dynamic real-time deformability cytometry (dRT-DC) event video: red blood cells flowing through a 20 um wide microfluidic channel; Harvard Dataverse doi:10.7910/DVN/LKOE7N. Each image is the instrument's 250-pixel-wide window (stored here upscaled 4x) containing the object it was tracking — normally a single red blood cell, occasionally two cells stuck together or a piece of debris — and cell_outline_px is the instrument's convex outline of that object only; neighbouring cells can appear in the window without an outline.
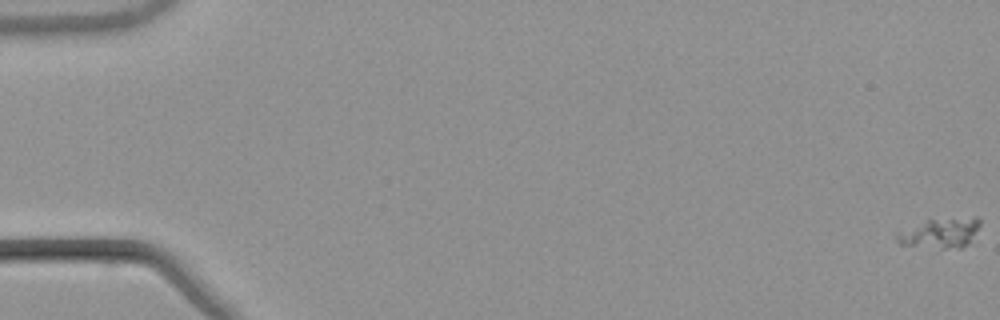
{"species": "common noctule bat (a hibernating species)", "species_latin": "Nyctalus noctula", "temperature_condition": "warm", "stored_images_in_passage": 58, "camera_frame_rate_fps": 3000, "um_per_image_px": 0.085, "animal": {"sex": "male", "body_mass_g": 21.5, "forearm_length_mm": 52.0}, "frame": {"image": 1, "passage_image": 1, "time_ms": 0.0, "image_size_px": [1000, 320], "cell_outline_px": [[980, 224], [968, 240], [960, 248], [940, 248], [900, 244], [896, 240], [896, 232], [928, 220], [972, 216], [976, 216], [980, 220]], "centroid_in_image_um": [79.89, 19.78], "position_along_channel_um": 5.1, "area_um2": 14.05}}
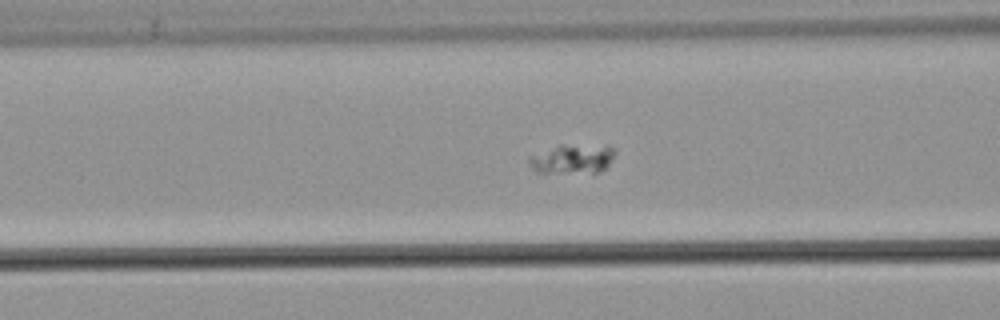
{"frame": {"image": 2, "passage_image": 25, "time_ms": 8.0, "image_size_px": [1000, 320], "cell_outline_px": [[616, 152], [608, 164], [600, 172], [536, 172], [528, 164], [528, 160], [532, 156], [560, 144], [608, 144], [616, 148]], "centroid_in_image_um": [48.73, 13.46], "position_along_channel_um": 117.9, "area_um2": 14.8}}
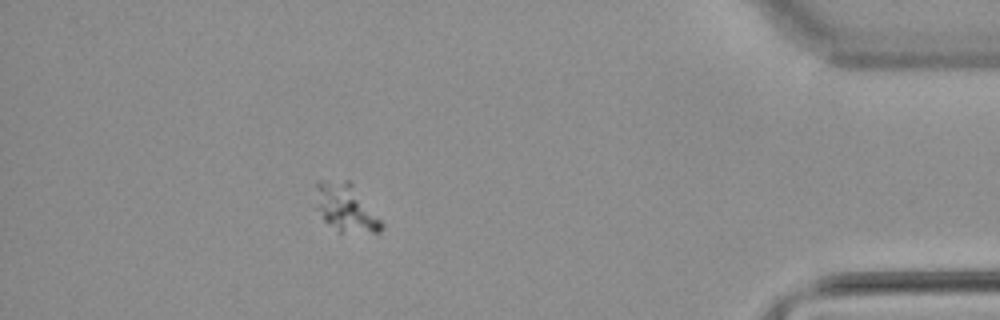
{"frame": {"image": 3, "passage_image": 52, "time_ms": 17.0, "image_size_px": [1000, 320], "cell_outline_px": [[384, 228], [380, 232], [340, 232], [328, 224], [324, 220], [316, 208], [316, 180], [324, 180], [332, 184], [356, 200], [380, 220], [384, 224]], "centroid_in_image_um": [29.26, 17.9], "position_along_channel_um": 405.9, "area_um2": 15.2}}